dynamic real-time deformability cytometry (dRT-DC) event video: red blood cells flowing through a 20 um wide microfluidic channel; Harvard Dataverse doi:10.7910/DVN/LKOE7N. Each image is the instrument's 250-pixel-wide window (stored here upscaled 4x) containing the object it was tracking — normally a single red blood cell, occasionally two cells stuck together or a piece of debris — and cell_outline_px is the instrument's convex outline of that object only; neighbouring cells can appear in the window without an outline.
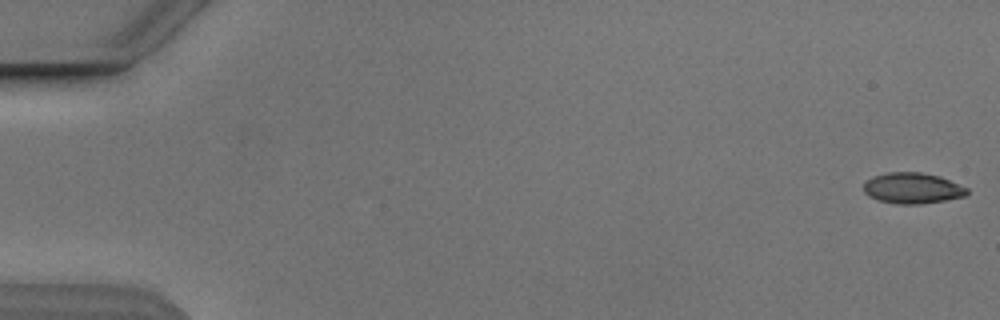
{"species": "Egyptian fruit bat (a non-hibernating species)", "species_latin": "Rousettus aegyptiacus", "temperature_condition": "cold", "stored_images_in_passage": 54, "camera_frame_rate_fps": 3000, "um_per_image_px": 0.085, "animal": {"sex": "male"}, "frame": {"image": 1, "passage_image": 1, "time_ms": 0.0, "image_size_px": [1000, 320], "cell_outline_px": [[968, 192], [964, 196], [944, 200], [920, 204], [896, 204], [880, 200], [868, 196], [864, 192], [864, 184], [872, 176], [888, 172], [920, 172], [940, 176], [968, 188]], "centroid_in_image_um": [77.55, 15.99], "position_along_channel_um": 7.5, "area_um2": 18.5}}
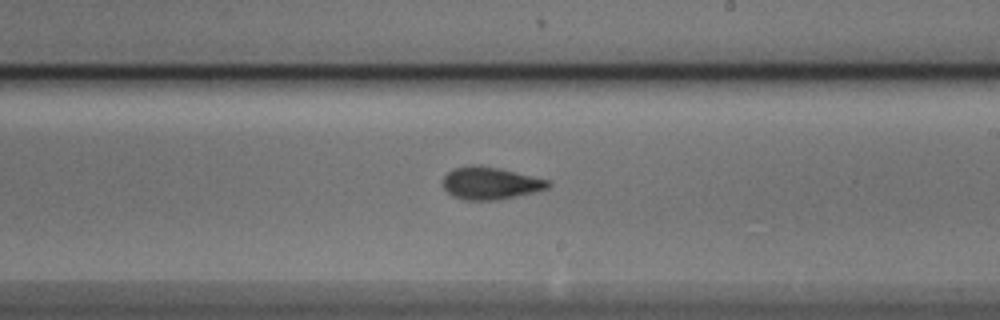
{"frame": {"image": 2, "passage_image": 32, "time_ms": 10.333, "image_size_px": [1000, 320], "cell_outline_px": [[552, 184], [548, 188], [500, 200], [460, 200], [452, 196], [444, 188], [444, 176], [452, 168], [472, 164], [476, 164], [500, 168], [548, 180]], "centroid_in_image_um": [41.65, 15.57], "position_along_channel_um": 247.4, "area_um2": 19.94}}
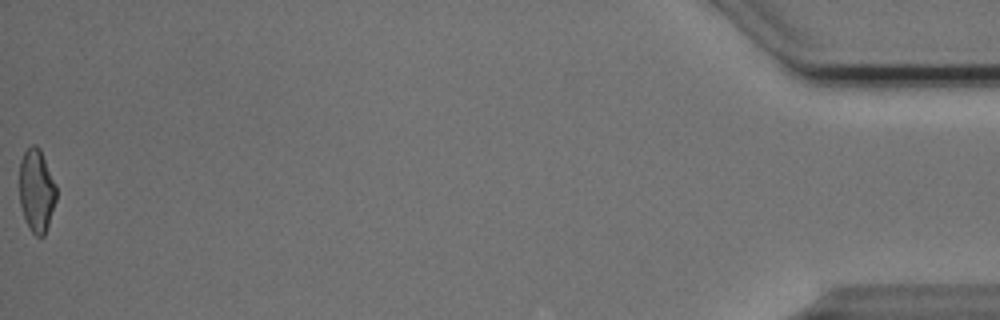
{"frame": {"image": 3, "passage_image": 54, "time_ms": 17.667, "image_size_px": [1000, 320], "cell_outline_px": [[56, 200], [44, 236], [36, 236], [32, 232], [24, 220], [20, 204], [20, 160], [24, 152], [32, 144], [36, 144], [40, 148], [56, 184]], "centroid_in_image_um": [3.1, 16.18], "position_along_channel_um": 432.1, "area_um2": 17.86}, "authors_computed_cell_mechanics": {"area_um2": 18.8428, "velocity_mm_per_s": 3.8647, "shape_relaxation_time_tau1_ms": 3.6492, "shape_relaxation_time_tau2_ms": 1.7176, "deformation_change_tau1": 0.1547, "deformation_change_tau2": 0.0893}}